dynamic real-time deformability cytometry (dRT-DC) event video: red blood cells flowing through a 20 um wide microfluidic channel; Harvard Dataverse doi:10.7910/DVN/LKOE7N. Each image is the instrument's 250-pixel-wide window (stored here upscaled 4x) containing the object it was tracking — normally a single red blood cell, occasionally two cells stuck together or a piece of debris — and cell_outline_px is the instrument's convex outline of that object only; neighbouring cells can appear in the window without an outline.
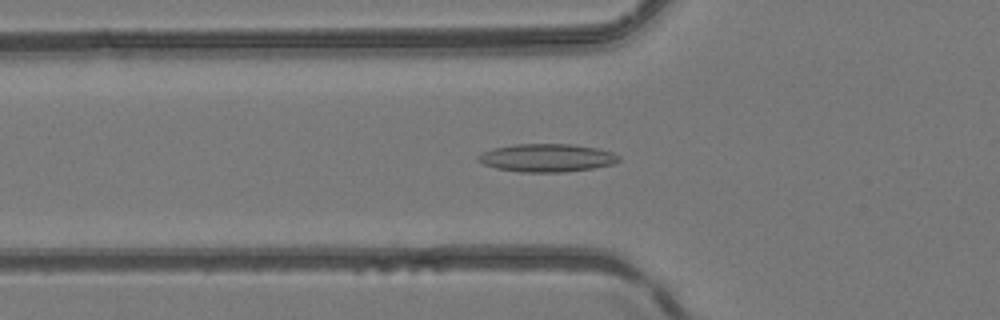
{"species": "common noctule bat (a hibernating species)", "species_latin": "Nyctalus noctula", "temperature_condition": "room temperature", "stored_images_in_passage": 49, "camera_frame_rate_fps": 3000, "um_per_image_px": 0.085, "animal": {"sex": "female", "body_mass_g": 24.6, "forearm_length_mm": 56.2}, "frame": {"image": 1, "passage_image": 18, "time_ms": 5.667, "image_size_px": [1000, 320], "cell_outline_px": [[620, 160], [612, 164], [592, 168], [564, 172], [520, 172], [496, 168], [484, 164], [476, 160], [476, 156], [492, 148], [516, 144], [572, 144], [596, 148], [612, 152], [620, 156]], "centroid_in_image_um": [46.46, 13.41], "position_along_channel_um": 79.3, "area_um2": 22.95}}
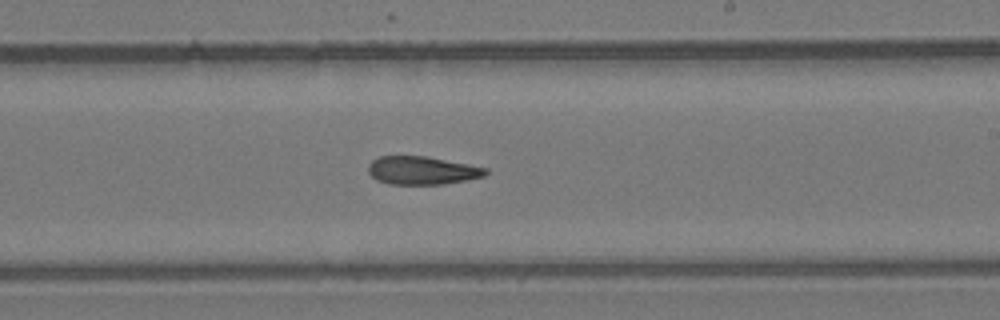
{"frame": {"image": 2, "passage_image": 30, "time_ms": 9.667, "image_size_px": [1000, 320], "cell_outline_px": [[488, 172], [484, 176], [444, 184], [388, 184], [376, 180], [368, 172], [368, 164], [372, 160], [380, 156], [428, 156], [488, 168]], "centroid_in_image_um": [35.85, 14.48], "position_along_channel_um": 253.1, "area_um2": 19.31}}
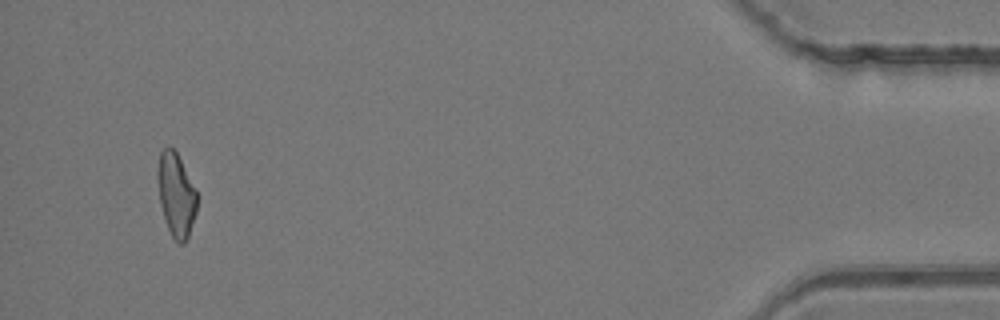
{"frame": {"image": 3, "passage_image": 47, "time_ms": 15.333, "image_size_px": [1000, 320], "cell_outline_px": [[196, 212], [188, 236], [184, 244], [180, 244], [172, 236], [168, 228], [160, 204], [156, 180], [156, 172], [160, 152], [168, 144], [176, 152], [196, 192]], "centroid_in_image_um": [14.93, 16.54], "position_along_channel_um": 420.3, "area_um2": 18.9}}